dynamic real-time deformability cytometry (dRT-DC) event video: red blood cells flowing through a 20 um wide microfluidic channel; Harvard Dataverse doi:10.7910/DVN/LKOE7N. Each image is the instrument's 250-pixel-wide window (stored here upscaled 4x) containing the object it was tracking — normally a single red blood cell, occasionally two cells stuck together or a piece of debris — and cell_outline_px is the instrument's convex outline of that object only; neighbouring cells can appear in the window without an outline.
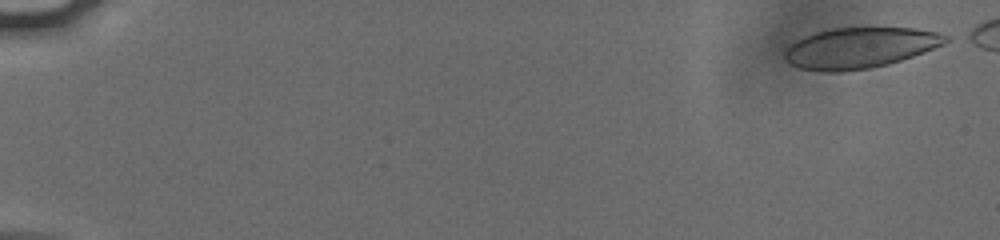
{"species": "human", "species_latin": "Homo sapiens", "temperature_condition": "cold", "stored_images_in_passage": 53, "camera_frame_rate_fps": 3000, "um_per_image_px": 0.085, "donor": {"sex": "male"}, "frame": {"image": 1, "passage_image": 1, "time_ms": 0.0, "image_size_px": [1000, 240], "cell_outline_px": [[952, 40], [944, 44], [924, 52], [888, 64], [872, 68], [840, 72], [820, 72], [800, 68], [784, 60], [784, 52], [796, 40], [804, 36], [816, 32], [832, 28], [916, 28], [936, 32], [948, 36]], "centroid_in_image_um": [73.09, 4.07], "position_along_channel_um": 11.9, "area_um2": 38.21}}
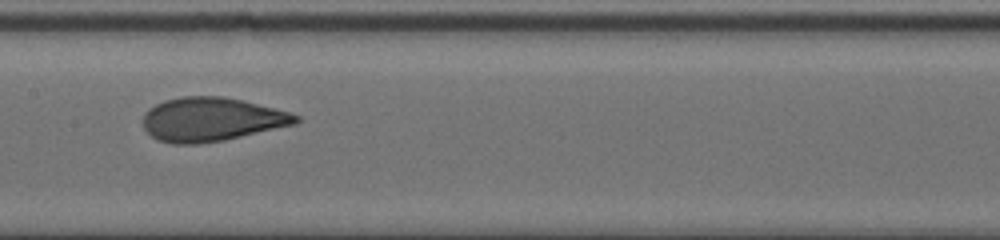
{"frame": {"image": 2, "passage_image": 29, "time_ms": 9.333, "image_size_px": [1000, 240], "cell_outline_px": [[300, 120], [296, 124], [224, 140], [196, 144], [172, 144], [156, 140], [144, 128], [144, 112], [148, 108], [164, 100], [184, 96], [224, 96], [288, 112], [300, 116]], "centroid_in_image_um": [17.94, 10.15], "position_along_channel_um": 189.5, "area_um2": 38.84}}
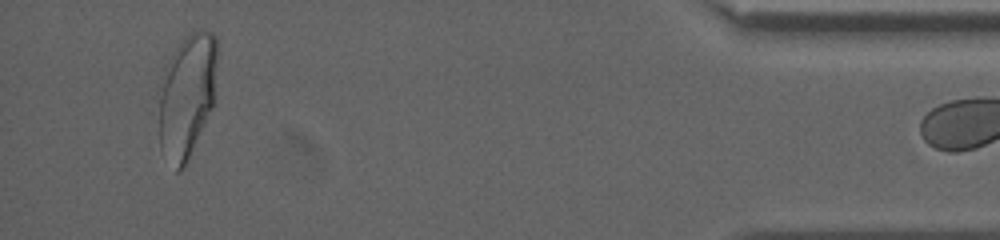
{"frame": {"image": 3, "passage_image": 52, "time_ms": 17.0, "image_size_px": [1000, 240], "cell_outline_px": [[216, 100], [188, 160], [180, 172], [176, 172], [160, 148], [160, 76], [164, 68], [176, 48], [184, 36], [188, 32], [196, 28], [212, 32], [216, 36]], "centroid_in_image_um": [15.91, 8.09], "position_along_channel_um": 419.3, "area_um2": 42.66}}